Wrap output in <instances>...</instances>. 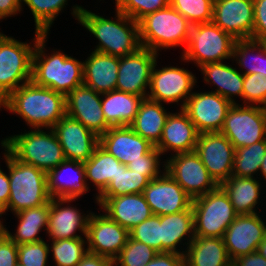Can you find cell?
I'll return each mask as SVG.
<instances>
[{
    "label": "cell",
    "mask_w": 266,
    "mask_h": 266,
    "mask_svg": "<svg viewBox=\"0 0 266 266\" xmlns=\"http://www.w3.org/2000/svg\"><path fill=\"white\" fill-rule=\"evenodd\" d=\"M49 212L50 201L39 207L21 210L15 213L19 219L16 233L12 235L3 225L4 233L17 245L42 241L37 234L44 229L47 231Z\"/></svg>",
    "instance_id": "cell-33"
},
{
    "label": "cell",
    "mask_w": 266,
    "mask_h": 266,
    "mask_svg": "<svg viewBox=\"0 0 266 266\" xmlns=\"http://www.w3.org/2000/svg\"><path fill=\"white\" fill-rule=\"evenodd\" d=\"M163 174L152 179L145 187L143 195L153 215L175 214L188 210L192 198L164 169Z\"/></svg>",
    "instance_id": "cell-17"
},
{
    "label": "cell",
    "mask_w": 266,
    "mask_h": 266,
    "mask_svg": "<svg viewBox=\"0 0 266 266\" xmlns=\"http://www.w3.org/2000/svg\"><path fill=\"white\" fill-rule=\"evenodd\" d=\"M161 152L154 146L148 153L144 154L141 159L130 162L127 167L147 176L150 180L161 175L160 170Z\"/></svg>",
    "instance_id": "cell-47"
},
{
    "label": "cell",
    "mask_w": 266,
    "mask_h": 266,
    "mask_svg": "<svg viewBox=\"0 0 266 266\" xmlns=\"http://www.w3.org/2000/svg\"><path fill=\"white\" fill-rule=\"evenodd\" d=\"M129 238V231L106 214L90 213L86 243L89 253L115 259Z\"/></svg>",
    "instance_id": "cell-16"
},
{
    "label": "cell",
    "mask_w": 266,
    "mask_h": 266,
    "mask_svg": "<svg viewBox=\"0 0 266 266\" xmlns=\"http://www.w3.org/2000/svg\"><path fill=\"white\" fill-rule=\"evenodd\" d=\"M99 96L100 93L85 85L75 88L66 96V115L101 136L111 126L104 118Z\"/></svg>",
    "instance_id": "cell-21"
},
{
    "label": "cell",
    "mask_w": 266,
    "mask_h": 266,
    "mask_svg": "<svg viewBox=\"0 0 266 266\" xmlns=\"http://www.w3.org/2000/svg\"><path fill=\"white\" fill-rule=\"evenodd\" d=\"M83 238L59 239L52 241L49 251L53 254V260L57 266H77L88 253L84 248Z\"/></svg>",
    "instance_id": "cell-39"
},
{
    "label": "cell",
    "mask_w": 266,
    "mask_h": 266,
    "mask_svg": "<svg viewBox=\"0 0 266 266\" xmlns=\"http://www.w3.org/2000/svg\"><path fill=\"white\" fill-rule=\"evenodd\" d=\"M1 144L5 148L3 154L9 171L10 196L7 211L9 209L12 213H17L49 202L51 197L48 192L47 173L15 159L7 147L2 142Z\"/></svg>",
    "instance_id": "cell-4"
},
{
    "label": "cell",
    "mask_w": 266,
    "mask_h": 266,
    "mask_svg": "<svg viewBox=\"0 0 266 266\" xmlns=\"http://www.w3.org/2000/svg\"><path fill=\"white\" fill-rule=\"evenodd\" d=\"M260 172L261 175L265 178L266 180V155L264 156L262 162H261V166H260Z\"/></svg>",
    "instance_id": "cell-56"
},
{
    "label": "cell",
    "mask_w": 266,
    "mask_h": 266,
    "mask_svg": "<svg viewBox=\"0 0 266 266\" xmlns=\"http://www.w3.org/2000/svg\"><path fill=\"white\" fill-rule=\"evenodd\" d=\"M116 9L136 22L169 6V0H115Z\"/></svg>",
    "instance_id": "cell-43"
},
{
    "label": "cell",
    "mask_w": 266,
    "mask_h": 266,
    "mask_svg": "<svg viewBox=\"0 0 266 266\" xmlns=\"http://www.w3.org/2000/svg\"><path fill=\"white\" fill-rule=\"evenodd\" d=\"M161 224V252H173L184 255V251H178L177 245L188 234L187 248L190 242L195 238L194 233V215L192 206L175 214L160 216Z\"/></svg>",
    "instance_id": "cell-30"
},
{
    "label": "cell",
    "mask_w": 266,
    "mask_h": 266,
    "mask_svg": "<svg viewBox=\"0 0 266 266\" xmlns=\"http://www.w3.org/2000/svg\"><path fill=\"white\" fill-rule=\"evenodd\" d=\"M71 169L75 176L68 177V175H65L68 179L63 180L62 175L67 174ZM47 183L51 198L77 199L89 190L86 183L84 164L73 160L65 159L57 167L50 170L47 173Z\"/></svg>",
    "instance_id": "cell-27"
},
{
    "label": "cell",
    "mask_w": 266,
    "mask_h": 266,
    "mask_svg": "<svg viewBox=\"0 0 266 266\" xmlns=\"http://www.w3.org/2000/svg\"><path fill=\"white\" fill-rule=\"evenodd\" d=\"M184 251L185 266H231L223 238L198 237Z\"/></svg>",
    "instance_id": "cell-28"
},
{
    "label": "cell",
    "mask_w": 266,
    "mask_h": 266,
    "mask_svg": "<svg viewBox=\"0 0 266 266\" xmlns=\"http://www.w3.org/2000/svg\"><path fill=\"white\" fill-rule=\"evenodd\" d=\"M266 155V139L250 146L235 149L232 175L254 178L260 171L261 162Z\"/></svg>",
    "instance_id": "cell-38"
},
{
    "label": "cell",
    "mask_w": 266,
    "mask_h": 266,
    "mask_svg": "<svg viewBox=\"0 0 266 266\" xmlns=\"http://www.w3.org/2000/svg\"><path fill=\"white\" fill-rule=\"evenodd\" d=\"M74 200L76 199L51 198L47 233L52 241L82 238L80 235H75L77 229L86 238L90 214L86 216L81 215L82 213L76 207H61L62 204Z\"/></svg>",
    "instance_id": "cell-24"
},
{
    "label": "cell",
    "mask_w": 266,
    "mask_h": 266,
    "mask_svg": "<svg viewBox=\"0 0 266 266\" xmlns=\"http://www.w3.org/2000/svg\"><path fill=\"white\" fill-rule=\"evenodd\" d=\"M0 107L20 115L34 129L48 130L66 115V96L30 81L11 92Z\"/></svg>",
    "instance_id": "cell-1"
},
{
    "label": "cell",
    "mask_w": 266,
    "mask_h": 266,
    "mask_svg": "<svg viewBox=\"0 0 266 266\" xmlns=\"http://www.w3.org/2000/svg\"><path fill=\"white\" fill-rule=\"evenodd\" d=\"M30 8L35 22V30L48 34L50 27L67 0H22Z\"/></svg>",
    "instance_id": "cell-40"
},
{
    "label": "cell",
    "mask_w": 266,
    "mask_h": 266,
    "mask_svg": "<svg viewBox=\"0 0 266 266\" xmlns=\"http://www.w3.org/2000/svg\"><path fill=\"white\" fill-rule=\"evenodd\" d=\"M119 57L93 51L83 62V85L97 93L116 90Z\"/></svg>",
    "instance_id": "cell-26"
},
{
    "label": "cell",
    "mask_w": 266,
    "mask_h": 266,
    "mask_svg": "<svg viewBox=\"0 0 266 266\" xmlns=\"http://www.w3.org/2000/svg\"><path fill=\"white\" fill-rule=\"evenodd\" d=\"M17 257V244L3 233L0 236V266H15Z\"/></svg>",
    "instance_id": "cell-48"
},
{
    "label": "cell",
    "mask_w": 266,
    "mask_h": 266,
    "mask_svg": "<svg viewBox=\"0 0 266 266\" xmlns=\"http://www.w3.org/2000/svg\"><path fill=\"white\" fill-rule=\"evenodd\" d=\"M165 163V170L192 199L219 186L195 151L173 154Z\"/></svg>",
    "instance_id": "cell-11"
},
{
    "label": "cell",
    "mask_w": 266,
    "mask_h": 266,
    "mask_svg": "<svg viewBox=\"0 0 266 266\" xmlns=\"http://www.w3.org/2000/svg\"><path fill=\"white\" fill-rule=\"evenodd\" d=\"M8 152L24 164L32 165L48 173L65 160L62 147L50 128V132L35 129L21 132L2 140Z\"/></svg>",
    "instance_id": "cell-6"
},
{
    "label": "cell",
    "mask_w": 266,
    "mask_h": 266,
    "mask_svg": "<svg viewBox=\"0 0 266 266\" xmlns=\"http://www.w3.org/2000/svg\"><path fill=\"white\" fill-rule=\"evenodd\" d=\"M180 110L168 115L161 140L155 146L162 155L168 150L175 154L195 151L199 133L187 113Z\"/></svg>",
    "instance_id": "cell-25"
},
{
    "label": "cell",
    "mask_w": 266,
    "mask_h": 266,
    "mask_svg": "<svg viewBox=\"0 0 266 266\" xmlns=\"http://www.w3.org/2000/svg\"><path fill=\"white\" fill-rule=\"evenodd\" d=\"M83 164L86 182L90 180L96 186L98 190L97 197L118 175L119 165L122 163L98 145L93 155Z\"/></svg>",
    "instance_id": "cell-35"
},
{
    "label": "cell",
    "mask_w": 266,
    "mask_h": 266,
    "mask_svg": "<svg viewBox=\"0 0 266 266\" xmlns=\"http://www.w3.org/2000/svg\"><path fill=\"white\" fill-rule=\"evenodd\" d=\"M214 0H169V5L191 25L212 22Z\"/></svg>",
    "instance_id": "cell-41"
},
{
    "label": "cell",
    "mask_w": 266,
    "mask_h": 266,
    "mask_svg": "<svg viewBox=\"0 0 266 266\" xmlns=\"http://www.w3.org/2000/svg\"><path fill=\"white\" fill-rule=\"evenodd\" d=\"M150 179L141 173L130 170L126 165H119L118 175L108 184L97 197H117L127 194L143 193Z\"/></svg>",
    "instance_id": "cell-36"
},
{
    "label": "cell",
    "mask_w": 266,
    "mask_h": 266,
    "mask_svg": "<svg viewBox=\"0 0 266 266\" xmlns=\"http://www.w3.org/2000/svg\"><path fill=\"white\" fill-rule=\"evenodd\" d=\"M265 224L257 213L236 217L223 235L224 245L231 261L256 252L266 232Z\"/></svg>",
    "instance_id": "cell-18"
},
{
    "label": "cell",
    "mask_w": 266,
    "mask_h": 266,
    "mask_svg": "<svg viewBox=\"0 0 266 266\" xmlns=\"http://www.w3.org/2000/svg\"><path fill=\"white\" fill-rule=\"evenodd\" d=\"M235 149L266 139V110L259 105L234 103L228 110L220 131Z\"/></svg>",
    "instance_id": "cell-10"
},
{
    "label": "cell",
    "mask_w": 266,
    "mask_h": 266,
    "mask_svg": "<svg viewBox=\"0 0 266 266\" xmlns=\"http://www.w3.org/2000/svg\"><path fill=\"white\" fill-rule=\"evenodd\" d=\"M10 196L9 176L0 169V217L6 214Z\"/></svg>",
    "instance_id": "cell-51"
},
{
    "label": "cell",
    "mask_w": 266,
    "mask_h": 266,
    "mask_svg": "<svg viewBox=\"0 0 266 266\" xmlns=\"http://www.w3.org/2000/svg\"><path fill=\"white\" fill-rule=\"evenodd\" d=\"M17 262L22 266H46L49 256V244L44 240L35 243L17 245Z\"/></svg>",
    "instance_id": "cell-45"
},
{
    "label": "cell",
    "mask_w": 266,
    "mask_h": 266,
    "mask_svg": "<svg viewBox=\"0 0 266 266\" xmlns=\"http://www.w3.org/2000/svg\"><path fill=\"white\" fill-rule=\"evenodd\" d=\"M256 251L264 258H266V232L264 234L262 242L259 244Z\"/></svg>",
    "instance_id": "cell-55"
},
{
    "label": "cell",
    "mask_w": 266,
    "mask_h": 266,
    "mask_svg": "<svg viewBox=\"0 0 266 266\" xmlns=\"http://www.w3.org/2000/svg\"><path fill=\"white\" fill-rule=\"evenodd\" d=\"M254 26L252 39L266 38V0H253Z\"/></svg>",
    "instance_id": "cell-49"
},
{
    "label": "cell",
    "mask_w": 266,
    "mask_h": 266,
    "mask_svg": "<svg viewBox=\"0 0 266 266\" xmlns=\"http://www.w3.org/2000/svg\"><path fill=\"white\" fill-rule=\"evenodd\" d=\"M192 210L194 233L198 237L223 238L228 226L238 216L220 185L205 195L192 199Z\"/></svg>",
    "instance_id": "cell-9"
},
{
    "label": "cell",
    "mask_w": 266,
    "mask_h": 266,
    "mask_svg": "<svg viewBox=\"0 0 266 266\" xmlns=\"http://www.w3.org/2000/svg\"><path fill=\"white\" fill-rule=\"evenodd\" d=\"M163 103L144 98L139 106L134 121L129 127L138 135L156 146L161 140L166 119L170 114Z\"/></svg>",
    "instance_id": "cell-31"
},
{
    "label": "cell",
    "mask_w": 266,
    "mask_h": 266,
    "mask_svg": "<svg viewBox=\"0 0 266 266\" xmlns=\"http://www.w3.org/2000/svg\"><path fill=\"white\" fill-rule=\"evenodd\" d=\"M260 182L254 178L232 175L220 186L227 193L235 212L238 215L254 214L255 206L260 199Z\"/></svg>",
    "instance_id": "cell-34"
},
{
    "label": "cell",
    "mask_w": 266,
    "mask_h": 266,
    "mask_svg": "<svg viewBox=\"0 0 266 266\" xmlns=\"http://www.w3.org/2000/svg\"><path fill=\"white\" fill-rule=\"evenodd\" d=\"M99 145L126 166L141 159L154 147L129 126L110 127L99 136Z\"/></svg>",
    "instance_id": "cell-22"
},
{
    "label": "cell",
    "mask_w": 266,
    "mask_h": 266,
    "mask_svg": "<svg viewBox=\"0 0 266 266\" xmlns=\"http://www.w3.org/2000/svg\"><path fill=\"white\" fill-rule=\"evenodd\" d=\"M254 51H257L256 55L253 54ZM250 52L252 58L248 62ZM232 58L238 61L237 63L242 69L245 67V72H242L244 75L257 73L266 77V54L258 41L253 39L236 40Z\"/></svg>",
    "instance_id": "cell-37"
},
{
    "label": "cell",
    "mask_w": 266,
    "mask_h": 266,
    "mask_svg": "<svg viewBox=\"0 0 266 266\" xmlns=\"http://www.w3.org/2000/svg\"><path fill=\"white\" fill-rule=\"evenodd\" d=\"M212 22L236 40L252 39L253 0H214Z\"/></svg>",
    "instance_id": "cell-20"
},
{
    "label": "cell",
    "mask_w": 266,
    "mask_h": 266,
    "mask_svg": "<svg viewBox=\"0 0 266 266\" xmlns=\"http://www.w3.org/2000/svg\"><path fill=\"white\" fill-rule=\"evenodd\" d=\"M236 39L213 22L192 25L181 58L198 67L207 63L232 59Z\"/></svg>",
    "instance_id": "cell-8"
},
{
    "label": "cell",
    "mask_w": 266,
    "mask_h": 266,
    "mask_svg": "<svg viewBox=\"0 0 266 266\" xmlns=\"http://www.w3.org/2000/svg\"><path fill=\"white\" fill-rule=\"evenodd\" d=\"M195 152L218 185L232 176L235 148L222 133L199 134Z\"/></svg>",
    "instance_id": "cell-13"
},
{
    "label": "cell",
    "mask_w": 266,
    "mask_h": 266,
    "mask_svg": "<svg viewBox=\"0 0 266 266\" xmlns=\"http://www.w3.org/2000/svg\"><path fill=\"white\" fill-rule=\"evenodd\" d=\"M96 201L111 220L128 231L153 215L143 193L117 197H96Z\"/></svg>",
    "instance_id": "cell-23"
},
{
    "label": "cell",
    "mask_w": 266,
    "mask_h": 266,
    "mask_svg": "<svg viewBox=\"0 0 266 266\" xmlns=\"http://www.w3.org/2000/svg\"><path fill=\"white\" fill-rule=\"evenodd\" d=\"M22 0H0V20L5 17H12L22 9Z\"/></svg>",
    "instance_id": "cell-54"
},
{
    "label": "cell",
    "mask_w": 266,
    "mask_h": 266,
    "mask_svg": "<svg viewBox=\"0 0 266 266\" xmlns=\"http://www.w3.org/2000/svg\"><path fill=\"white\" fill-rule=\"evenodd\" d=\"M242 100L243 104L266 107V77L257 73L244 75Z\"/></svg>",
    "instance_id": "cell-46"
},
{
    "label": "cell",
    "mask_w": 266,
    "mask_h": 266,
    "mask_svg": "<svg viewBox=\"0 0 266 266\" xmlns=\"http://www.w3.org/2000/svg\"><path fill=\"white\" fill-rule=\"evenodd\" d=\"M73 16L84 26L99 44L94 51L123 57L141 48L139 23L116 10V21L87 11L81 6H73Z\"/></svg>",
    "instance_id": "cell-2"
},
{
    "label": "cell",
    "mask_w": 266,
    "mask_h": 266,
    "mask_svg": "<svg viewBox=\"0 0 266 266\" xmlns=\"http://www.w3.org/2000/svg\"><path fill=\"white\" fill-rule=\"evenodd\" d=\"M66 160L85 163L99 145V136L65 115L53 128Z\"/></svg>",
    "instance_id": "cell-19"
},
{
    "label": "cell",
    "mask_w": 266,
    "mask_h": 266,
    "mask_svg": "<svg viewBox=\"0 0 266 266\" xmlns=\"http://www.w3.org/2000/svg\"><path fill=\"white\" fill-rule=\"evenodd\" d=\"M158 253L154 248L129 236L126 245L114 261L116 266H145Z\"/></svg>",
    "instance_id": "cell-42"
},
{
    "label": "cell",
    "mask_w": 266,
    "mask_h": 266,
    "mask_svg": "<svg viewBox=\"0 0 266 266\" xmlns=\"http://www.w3.org/2000/svg\"><path fill=\"white\" fill-rule=\"evenodd\" d=\"M41 34L35 31L34 45L30 47L26 42L0 32V103L11 92L31 81L32 56Z\"/></svg>",
    "instance_id": "cell-7"
},
{
    "label": "cell",
    "mask_w": 266,
    "mask_h": 266,
    "mask_svg": "<svg viewBox=\"0 0 266 266\" xmlns=\"http://www.w3.org/2000/svg\"><path fill=\"white\" fill-rule=\"evenodd\" d=\"M77 266H116L111 258L87 253Z\"/></svg>",
    "instance_id": "cell-53"
},
{
    "label": "cell",
    "mask_w": 266,
    "mask_h": 266,
    "mask_svg": "<svg viewBox=\"0 0 266 266\" xmlns=\"http://www.w3.org/2000/svg\"><path fill=\"white\" fill-rule=\"evenodd\" d=\"M156 66L157 61L152 70L147 98L160 103H178L183 99L180 107L183 108L193 93L191 89L197 82L195 76L184 68L170 66L159 70L155 69Z\"/></svg>",
    "instance_id": "cell-12"
},
{
    "label": "cell",
    "mask_w": 266,
    "mask_h": 266,
    "mask_svg": "<svg viewBox=\"0 0 266 266\" xmlns=\"http://www.w3.org/2000/svg\"><path fill=\"white\" fill-rule=\"evenodd\" d=\"M4 233V230H3V223L0 225V236Z\"/></svg>",
    "instance_id": "cell-58"
},
{
    "label": "cell",
    "mask_w": 266,
    "mask_h": 266,
    "mask_svg": "<svg viewBox=\"0 0 266 266\" xmlns=\"http://www.w3.org/2000/svg\"><path fill=\"white\" fill-rule=\"evenodd\" d=\"M259 42V44L261 45L264 53L266 54V38H261V39H253Z\"/></svg>",
    "instance_id": "cell-57"
},
{
    "label": "cell",
    "mask_w": 266,
    "mask_h": 266,
    "mask_svg": "<svg viewBox=\"0 0 266 266\" xmlns=\"http://www.w3.org/2000/svg\"><path fill=\"white\" fill-rule=\"evenodd\" d=\"M145 266H185V257L173 252H159Z\"/></svg>",
    "instance_id": "cell-50"
},
{
    "label": "cell",
    "mask_w": 266,
    "mask_h": 266,
    "mask_svg": "<svg viewBox=\"0 0 266 266\" xmlns=\"http://www.w3.org/2000/svg\"><path fill=\"white\" fill-rule=\"evenodd\" d=\"M101 97H103L101 99L103 115L111 127L129 126L134 121L144 99L139 95L118 90L101 94Z\"/></svg>",
    "instance_id": "cell-29"
},
{
    "label": "cell",
    "mask_w": 266,
    "mask_h": 266,
    "mask_svg": "<svg viewBox=\"0 0 266 266\" xmlns=\"http://www.w3.org/2000/svg\"><path fill=\"white\" fill-rule=\"evenodd\" d=\"M138 23L141 47L156 53L161 48L183 45L186 48L192 25L170 5L146 15Z\"/></svg>",
    "instance_id": "cell-5"
},
{
    "label": "cell",
    "mask_w": 266,
    "mask_h": 266,
    "mask_svg": "<svg viewBox=\"0 0 266 266\" xmlns=\"http://www.w3.org/2000/svg\"><path fill=\"white\" fill-rule=\"evenodd\" d=\"M234 103L216 92L192 93L182 108L199 134L220 132Z\"/></svg>",
    "instance_id": "cell-14"
},
{
    "label": "cell",
    "mask_w": 266,
    "mask_h": 266,
    "mask_svg": "<svg viewBox=\"0 0 266 266\" xmlns=\"http://www.w3.org/2000/svg\"><path fill=\"white\" fill-rule=\"evenodd\" d=\"M129 236L161 252L160 216L152 215L129 231Z\"/></svg>",
    "instance_id": "cell-44"
},
{
    "label": "cell",
    "mask_w": 266,
    "mask_h": 266,
    "mask_svg": "<svg viewBox=\"0 0 266 266\" xmlns=\"http://www.w3.org/2000/svg\"><path fill=\"white\" fill-rule=\"evenodd\" d=\"M46 38L47 34H41L35 43L31 81L67 96L83 85V62L59 51L45 55Z\"/></svg>",
    "instance_id": "cell-3"
},
{
    "label": "cell",
    "mask_w": 266,
    "mask_h": 266,
    "mask_svg": "<svg viewBox=\"0 0 266 266\" xmlns=\"http://www.w3.org/2000/svg\"><path fill=\"white\" fill-rule=\"evenodd\" d=\"M232 266H266V258L256 251L236 258Z\"/></svg>",
    "instance_id": "cell-52"
},
{
    "label": "cell",
    "mask_w": 266,
    "mask_h": 266,
    "mask_svg": "<svg viewBox=\"0 0 266 266\" xmlns=\"http://www.w3.org/2000/svg\"><path fill=\"white\" fill-rule=\"evenodd\" d=\"M200 70L207 84L211 81L210 84L217 86L212 92H216L232 103H236L233 99L234 95L242 98L244 74L238 72L236 68L223 62H213L200 66Z\"/></svg>",
    "instance_id": "cell-32"
},
{
    "label": "cell",
    "mask_w": 266,
    "mask_h": 266,
    "mask_svg": "<svg viewBox=\"0 0 266 266\" xmlns=\"http://www.w3.org/2000/svg\"><path fill=\"white\" fill-rule=\"evenodd\" d=\"M158 54L147 48H139L135 53L119 57L116 90L147 98L151 74Z\"/></svg>",
    "instance_id": "cell-15"
}]
</instances>
